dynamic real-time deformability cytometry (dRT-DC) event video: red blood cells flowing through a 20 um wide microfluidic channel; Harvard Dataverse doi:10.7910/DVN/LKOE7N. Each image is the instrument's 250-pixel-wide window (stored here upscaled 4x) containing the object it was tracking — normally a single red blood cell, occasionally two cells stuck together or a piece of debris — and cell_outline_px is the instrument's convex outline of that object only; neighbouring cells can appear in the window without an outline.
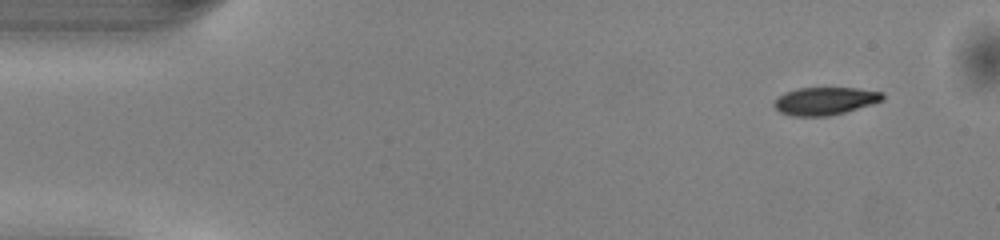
{"species": "common noctule bat (a hibernating species)", "species_latin": "Nyctalus noctula", "temperature_condition": "warm", "stored_images_in_passage": 47, "camera_frame_rate_fps": 3000, "um_per_image_px": 0.085, "animal": {"sex": "male", "body_mass_g": 13.0, "forearm_length_mm": 53.1}, "frame": {"image": 1, "passage_image": 1, "time_ms": 0.0, "image_size_px": [1000, 240], "cell_outline_px": [[884, 100], [872, 104], [844, 112], [828, 116], [792, 116], [780, 112], [772, 104], [784, 92], [796, 88], [856, 88], [880, 92], [884, 96]], "centroid_in_image_um": [70.1, 8.58], "position_along_channel_um": 14.9, "area_um2": 17.4}}
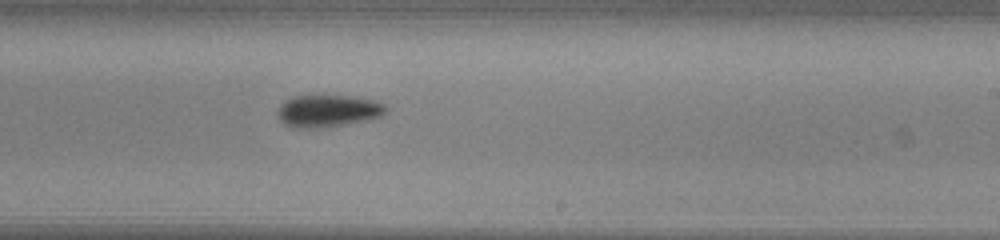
{"frame": {"image": 2, "passage_image": 27, "time_ms": 8.667, "image_size_px": [1000, 240], "cell_outline_px": [[388, 108], [380, 116], [320, 128], [292, 128], [284, 124], [280, 120], [276, 112], [280, 104], [284, 100], [292, 96], [352, 96], [372, 100], [384, 104]], "centroid_in_image_um": [27.77, 9.42], "position_along_channel_um": 261.2, "area_um2": 20.0}}
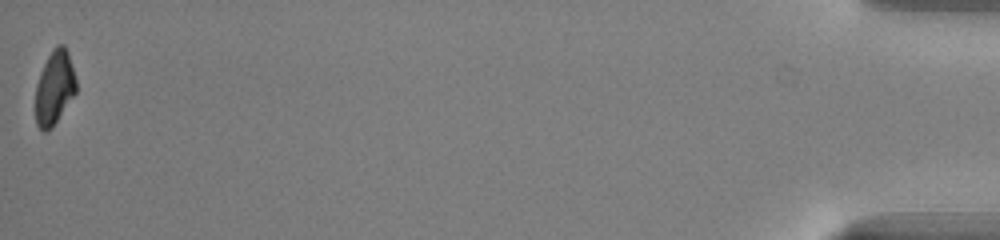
{"frame": {"image": 3, "passage_image": 47, "time_ms": 15.333, "image_size_px": [1000, 240], "cell_outline_px": [[76, 92], [56, 120], [44, 132], [36, 124], [36, 84], [40, 72], [52, 48], [56, 44], [64, 44], [68, 52], [76, 80]], "centroid_in_image_um": [4.63, 7.38], "position_along_channel_um": 430.6, "area_um2": 17.11}, "authors_computed_cell_mechanics": {"area_um2": 19.4208, "velocity_mm_per_s": 4.0887, "shape_relaxation_time_tau1_ms": 1.3961, "shape_relaxation_time_tau2_ms": null, "deformation_change_tau1": 0.1212, "deformation_change_tau2": null}}